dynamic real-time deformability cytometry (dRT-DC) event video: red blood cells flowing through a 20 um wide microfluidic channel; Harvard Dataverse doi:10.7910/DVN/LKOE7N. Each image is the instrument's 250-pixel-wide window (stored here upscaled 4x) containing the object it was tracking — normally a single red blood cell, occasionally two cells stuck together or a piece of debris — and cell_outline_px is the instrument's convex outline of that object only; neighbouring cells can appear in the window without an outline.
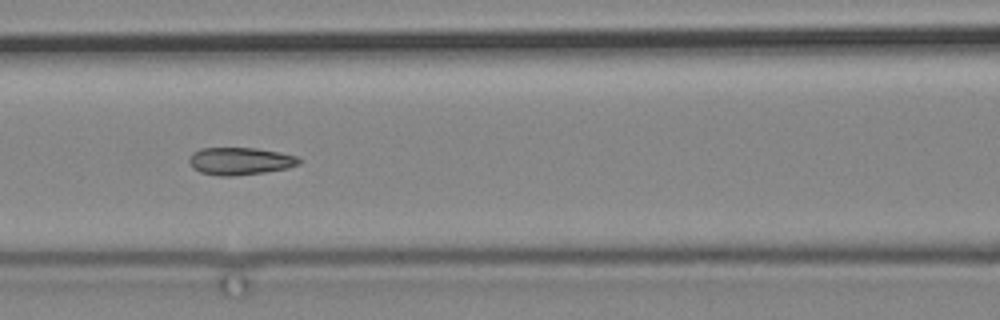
{"species": "common noctule bat (a hibernating species)", "species_latin": "Nyctalus noctula", "temperature_condition": "cold", "stored_images_in_passage": 10, "camera_frame_rate_fps": 3000, "um_per_image_px": 0.085, "animal": {"sex": "male", "body_mass_g": 19.2, "forearm_length_mm": 51.8}, "frame": {"image": 1, "passage_image": 5, "time_ms": 8.333, "image_size_px": [1000, 320], "cell_outline_px": [[300, 164], [288, 168], [264, 172], [236, 176], [220, 176], [200, 172], [192, 168], [188, 160], [192, 152], [200, 148], [256, 148], [280, 152], [296, 156], [300, 160]], "centroid_in_image_um": [20.38, 13.69], "position_along_channel_um": 146.2, "area_um2": 17.69}}
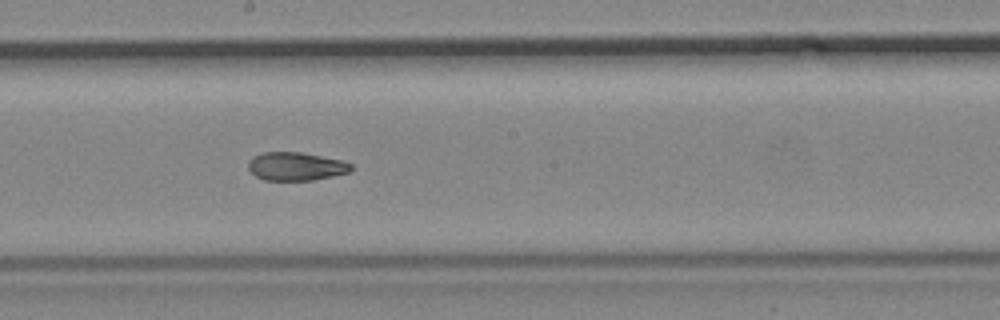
{"frame": {"image": 2, "passage_image": 7, "time_ms": 10.667, "image_size_px": [1000, 320], "cell_outline_px": [[352, 168], [348, 172], [332, 176], [312, 180], [264, 180], [256, 176], [248, 168], [248, 160], [252, 156], [264, 152], [300, 152], [344, 160], [352, 164]], "centroid_in_image_um": [25.14, 14.13], "position_along_channel_um": 223.1, "area_um2": 16.99}}
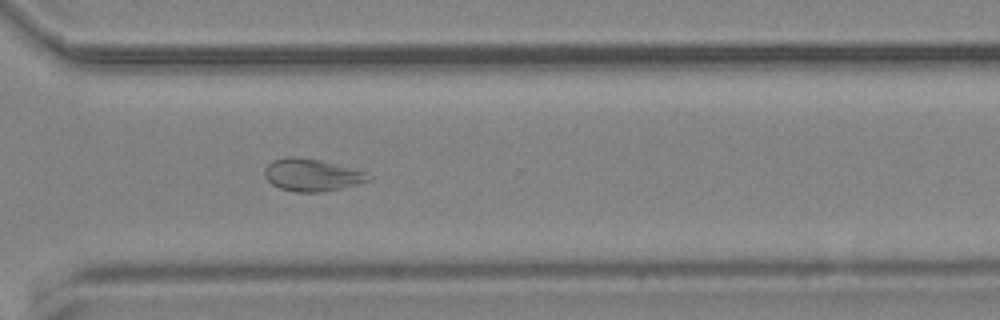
{"frame": {"image": 3, "passage_image": 10, "time_ms": 14.333, "image_size_px": [1000, 320], "cell_outline_px": [[372, 180], [340, 188], [320, 192], [296, 192], [280, 188], [272, 184], [264, 176], [264, 168], [272, 160], [288, 156], [296, 156], [320, 160], [364, 172], [372, 176]], "centroid_in_image_um": [26.46, 14.87], "position_along_channel_um": 344.1, "area_um2": 19.42}}